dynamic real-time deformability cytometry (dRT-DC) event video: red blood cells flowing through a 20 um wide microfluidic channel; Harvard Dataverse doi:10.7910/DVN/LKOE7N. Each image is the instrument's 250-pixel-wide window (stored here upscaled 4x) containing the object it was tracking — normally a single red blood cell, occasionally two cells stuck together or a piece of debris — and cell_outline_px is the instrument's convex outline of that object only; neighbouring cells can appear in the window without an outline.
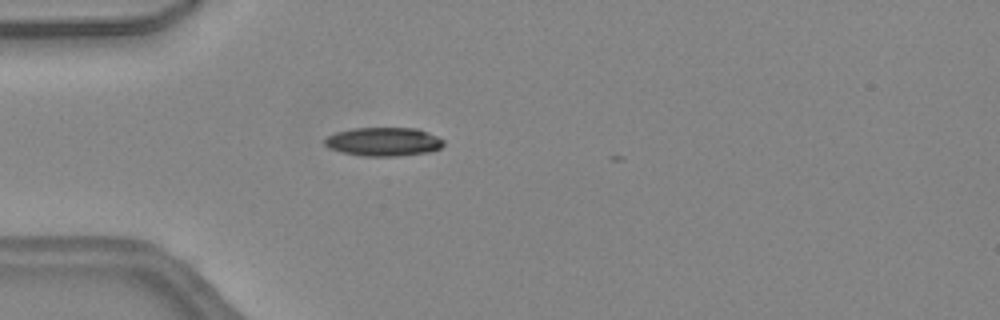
{"species": "common noctule bat (a hibernating species)", "species_latin": "Nyctalus noctula", "temperature_condition": "warm", "stored_images_in_passage": 6, "camera_frame_rate_fps": 3000, "um_per_image_px": 0.085, "animal": {"sex": "female", "body_mass_g": 24.6, "forearm_length_mm": 56.2}, "frame": {"image": 1, "passage_image": 2, "time_ms": 0.333, "image_size_px": [1000, 320], "cell_outline_px": [[444, 144], [440, 148], [432, 152], [400, 156], [364, 156], [344, 152], [328, 148], [324, 144], [324, 140], [328, 136], [336, 132], [352, 128], [416, 128], [428, 132], [444, 140]], "centroid_in_image_um": [32.63, 12.05], "position_along_channel_um": 52.4, "area_um2": 19.94}}